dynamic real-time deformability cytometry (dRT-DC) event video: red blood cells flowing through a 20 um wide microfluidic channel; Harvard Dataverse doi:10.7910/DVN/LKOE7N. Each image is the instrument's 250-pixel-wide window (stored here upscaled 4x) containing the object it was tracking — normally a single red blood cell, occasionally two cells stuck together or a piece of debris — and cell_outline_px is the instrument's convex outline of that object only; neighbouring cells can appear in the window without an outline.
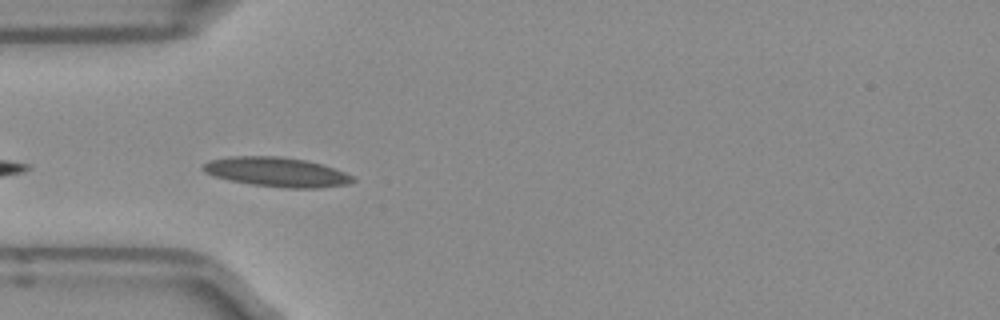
{"species": "Egyptian fruit bat (a non-hibernating species)", "species_latin": "Rousettus aegyptiacus", "temperature_condition": "room temperature", "stored_images_in_passage": 10, "camera_frame_rate_fps": 3000, "um_per_image_px": 0.085, "frame": {"image": 1, "passage_image": 2, "time_ms": 0.333, "image_size_px": [1000, 320], "cell_outline_px": [[356, 180], [348, 184], [320, 188], [288, 188], [252, 184], [228, 180], [204, 172], [200, 168], [208, 160], [228, 156], [280, 156], [304, 160], [320, 164], [344, 172], [352, 176]], "centroid_in_image_um": [23.48, 14.62], "position_along_channel_um": 61.5, "area_um2": 25.61}}